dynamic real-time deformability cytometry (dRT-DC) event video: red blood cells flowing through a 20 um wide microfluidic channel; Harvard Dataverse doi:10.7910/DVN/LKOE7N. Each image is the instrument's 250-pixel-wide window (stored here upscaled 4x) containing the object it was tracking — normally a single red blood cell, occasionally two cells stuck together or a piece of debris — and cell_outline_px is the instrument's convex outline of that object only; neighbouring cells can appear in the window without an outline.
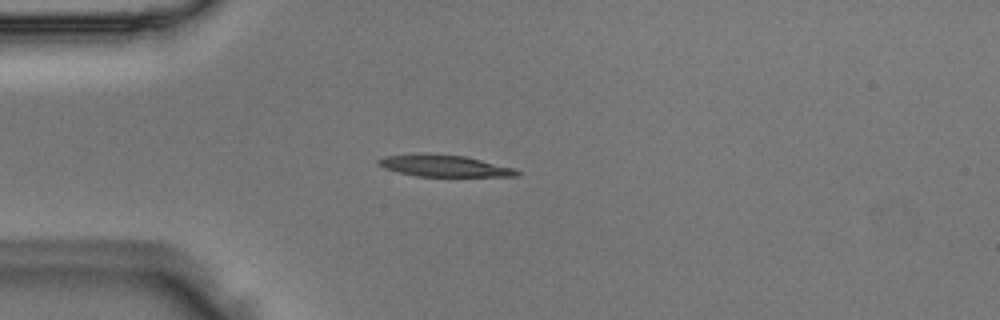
{"species": "Egyptian fruit bat (a non-hibernating species)", "species_latin": "Rousettus aegyptiacus", "temperature_condition": "room temperature", "stored_images_in_passage": 25, "camera_frame_rate_fps": 3000, "um_per_image_px": 0.085, "animal": {"sex": "male"}, "frame": {"image": 1, "passage_image": 8, "time_ms": 2.333, "image_size_px": [1000, 320], "cell_outline_px": [[520, 172], [516, 176], [416, 176], [384, 168], [376, 164], [376, 160], [384, 156], [420, 152], [428, 152], [464, 156], [516, 168]], "centroid_in_image_um": [37.69, 14.07], "position_along_channel_um": 47.3, "area_um2": 17.74}}
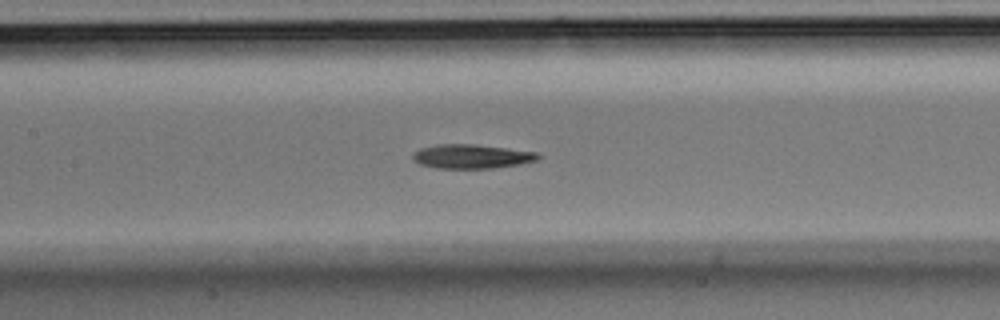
{"frame": {"image": 2, "passage_image": 18, "time_ms": 5.667, "image_size_px": [1000, 320], "cell_outline_px": [[540, 156], [536, 160], [520, 164], [492, 168], [436, 168], [420, 164], [412, 160], [412, 152], [420, 148], [436, 144], [476, 144], [540, 152]], "centroid_in_image_um": [40.07, 13.28], "position_along_channel_um": 167.3, "area_um2": 17.8}}
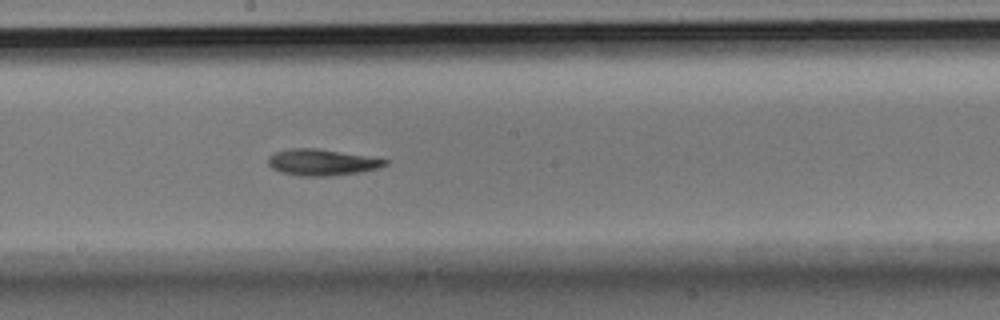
{"frame": {"image": 3, "passage_image": 22, "time_ms": 7.0, "image_size_px": [1000, 320], "cell_outline_px": [[388, 164], [380, 168], [360, 172], [328, 176], [300, 176], [280, 172], [272, 168], [268, 164], [268, 156], [276, 152], [288, 148], [316, 148], [388, 160]], "centroid_in_image_um": [27.32, 13.8], "position_along_channel_um": 220.9, "area_um2": 17.8}}